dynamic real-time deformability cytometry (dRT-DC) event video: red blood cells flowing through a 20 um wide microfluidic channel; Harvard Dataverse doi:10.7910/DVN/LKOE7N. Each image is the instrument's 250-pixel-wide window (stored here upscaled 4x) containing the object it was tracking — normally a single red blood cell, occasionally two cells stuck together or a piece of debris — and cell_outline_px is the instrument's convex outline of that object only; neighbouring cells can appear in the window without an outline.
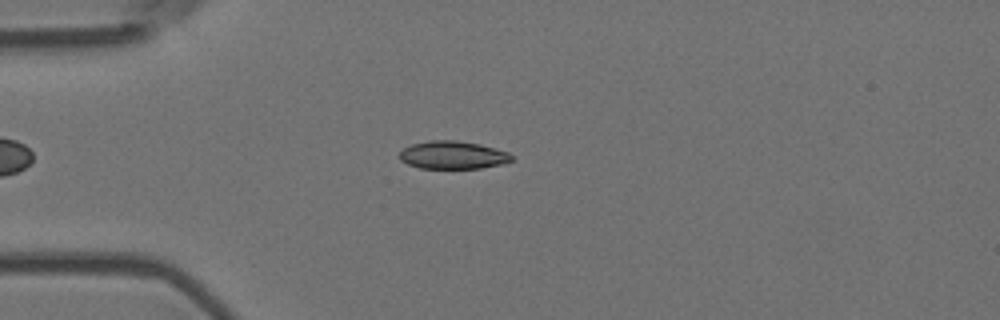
{"species": "Egyptian fruit bat (a non-hibernating species)", "species_latin": "Rousettus aegyptiacus", "temperature_condition": "room temperature", "stored_images_in_passage": 5, "camera_frame_rate_fps": 3000, "um_per_image_px": 0.085, "animal": {"sex": "female"}, "frame": {"image": 1, "passage_image": 5, "time_ms": 1.333, "image_size_px": [1000, 320], "cell_outline_px": [[512, 160], [500, 164], [480, 168], [420, 168], [408, 164], [400, 160], [400, 152], [404, 148], [412, 144], [428, 140], [456, 140], [480, 144], [508, 152], [512, 156]], "centroid_in_image_um": [38.47, 13.17], "position_along_channel_um": 46.5, "area_um2": 18.09}}